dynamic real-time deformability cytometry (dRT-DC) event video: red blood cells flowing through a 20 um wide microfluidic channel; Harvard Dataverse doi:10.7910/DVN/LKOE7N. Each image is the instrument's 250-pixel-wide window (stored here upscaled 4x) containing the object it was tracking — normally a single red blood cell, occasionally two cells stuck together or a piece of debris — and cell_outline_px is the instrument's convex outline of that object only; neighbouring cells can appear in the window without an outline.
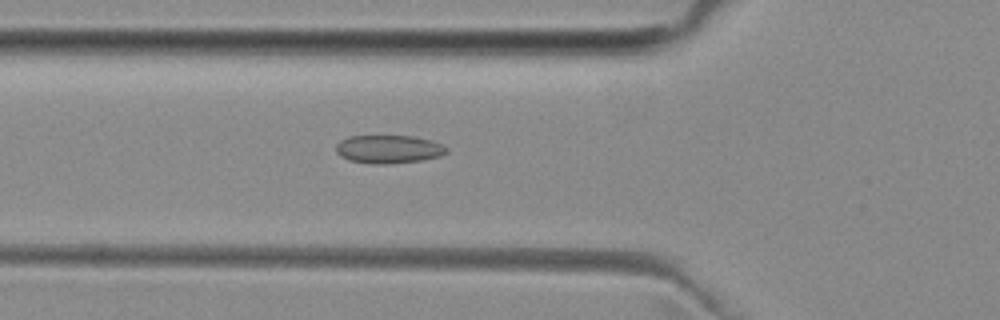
{"species": "common noctule bat (a hibernating species)", "species_latin": "Nyctalus noctula", "temperature_condition": "room temperature", "stored_images_in_passage": 51, "camera_frame_rate_fps": 3000, "um_per_image_px": 0.085, "animal": {"sex": "female", "body_mass_g": 29.2, "forearm_length_mm": 56.3}, "frame": {"image": 1, "passage_image": 18, "time_ms": 5.667, "image_size_px": [1000, 320], "cell_outline_px": [[448, 152], [440, 156], [420, 160], [388, 164], [372, 164], [348, 160], [340, 156], [336, 152], [336, 144], [340, 140], [348, 136], [412, 136], [432, 140], [444, 144], [448, 148]], "centroid_in_image_um": [33.03, 12.68], "position_along_channel_um": 92.8, "area_um2": 18.38}}
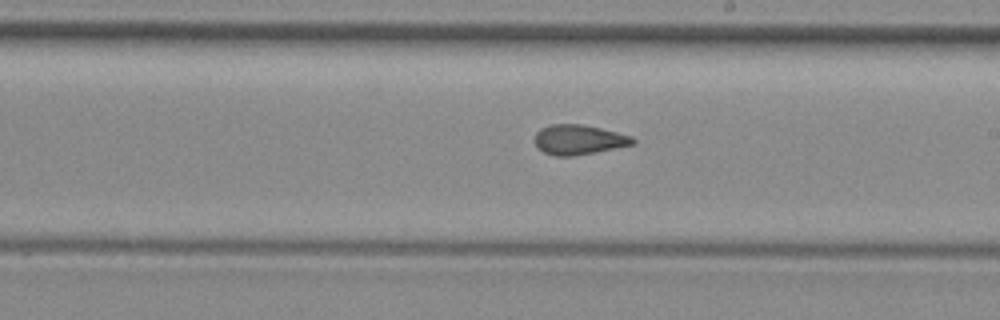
{"frame": {"image": 2, "passage_image": 29, "time_ms": 9.333, "image_size_px": [1000, 320], "cell_outline_px": [[636, 144], [596, 152], [572, 156], [556, 156], [544, 152], [536, 144], [536, 132], [540, 128], [548, 124], [580, 124], [600, 128], [632, 136], [636, 140]], "centroid_in_image_um": [49.22, 11.87], "position_along_channel_um": 239.8, "area_um2": 16.99}}
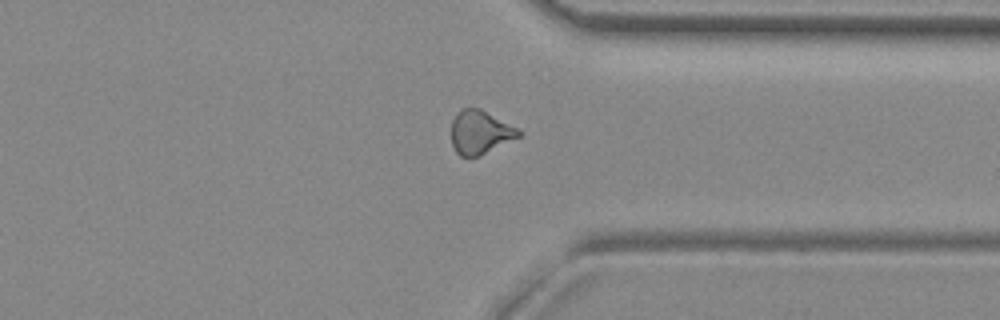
{"frame": {"image": 3, "passage_image": 39, "time_ms": 12.667, "image_size_px": [1000, 320], "cell_outline_px": [[524, 132], [520, 136], [480, 156], [460, 156], [456, 152], [452, 144], [452, 120], [456, 112], [460, 108], [480, 108]], "centroid_in_image_um": [40.79, 11.23], "position_along_channel_um": 370.6, "area_um2": 17.05}, "authors_computed_cell_mechanics": {"area_um2": 17.4556, "velocity_mm_per_s": 4.0034, "shape_relaxation_time_tau1_ms": null, "shape_relaxation_time_tau2_ms": 2.4024, "deformation_change_tau1": null, "deformation_change_tau2": 0.0828}}